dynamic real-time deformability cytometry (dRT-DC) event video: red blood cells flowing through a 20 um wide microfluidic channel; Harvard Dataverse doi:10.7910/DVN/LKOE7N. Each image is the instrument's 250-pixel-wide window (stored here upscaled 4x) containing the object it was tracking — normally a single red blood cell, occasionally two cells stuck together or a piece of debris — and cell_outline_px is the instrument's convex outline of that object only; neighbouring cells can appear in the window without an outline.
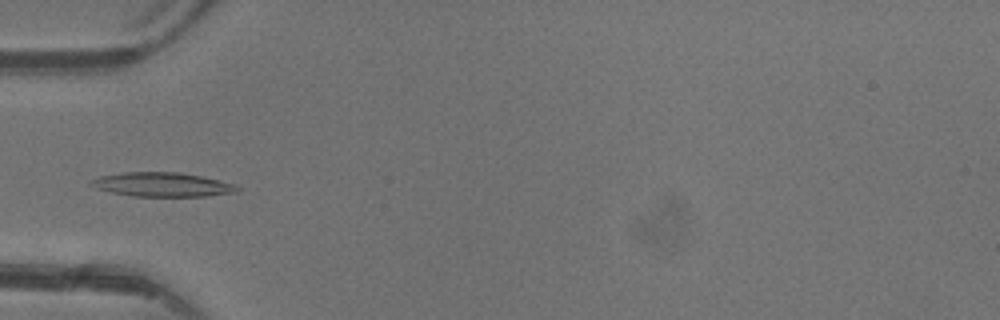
{"species": "common noctule bat (a hibernating species)", "species_latin": "Nyctalus noctula", "temperature_condition": "warm", "stored_images_in_passage": 5, "camera_frame_rate_fps": 3000, "um_per_image_px": 0.085, "animal": {"sex": "female"}, "frame": {"image": 1, "passage_image": 5, "time_ms": 4.667, "image_size_px": [1000, 320], "cell_outline_px": [[240, 188], [236, 192], [208, 196], [132, 196], [112, 192], [96, 188], [88, 184], [92, 180], [100, 176], [124, 172], [180, 172], [200, 176], [236, 184]], "centroid_in_image_um": [13.8, 15.68], "position_along_channel_um": 71.2, "area_um2": 20.46}}